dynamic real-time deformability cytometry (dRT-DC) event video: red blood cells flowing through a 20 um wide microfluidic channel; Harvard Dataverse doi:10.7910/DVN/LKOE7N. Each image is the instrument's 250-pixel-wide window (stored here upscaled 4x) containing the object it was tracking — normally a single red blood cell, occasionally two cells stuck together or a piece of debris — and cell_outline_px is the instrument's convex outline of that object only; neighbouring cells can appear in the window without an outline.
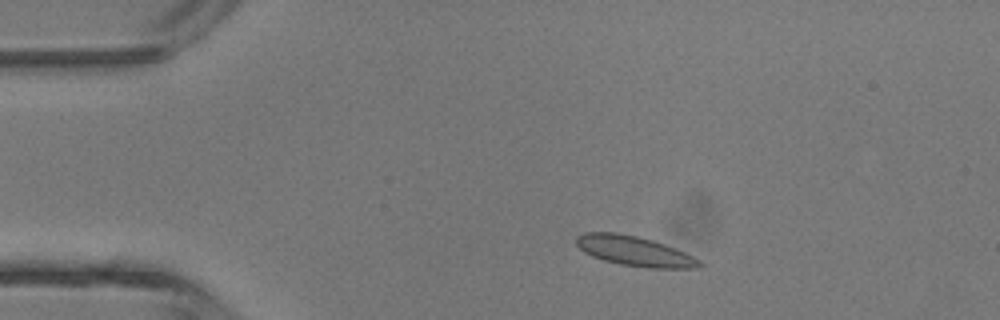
{"species": "common noctule bat (a hibernating species)", "species_latin": "Nyctalus noctula", "temperature_condition": "room temperature", "stored_images_in_passage": 3, "camera_frame_rate_fps": 3000, "um_per_image_px": 0.085, "animal": {"sex": "male", "body_mass_g": 13.3}, "frame": {"image": 1, "passage_image": 2, "time_ms": 1.333, "image_size_px": [1000, 320], "cell_outline_px": [[704, 264], [700, 268], [648, 268], [620, 264], [604, 260], [592, 256], [584, 252], [576, 244], [576, 236], [584, 232], [616, 232], [636, 236], [652, 240], [676, 248], [700, 260]], "centroid_in_image_um": [53.93, 21.34], "position_along_channel_um": 31.1, "area_um2": 21.44}}